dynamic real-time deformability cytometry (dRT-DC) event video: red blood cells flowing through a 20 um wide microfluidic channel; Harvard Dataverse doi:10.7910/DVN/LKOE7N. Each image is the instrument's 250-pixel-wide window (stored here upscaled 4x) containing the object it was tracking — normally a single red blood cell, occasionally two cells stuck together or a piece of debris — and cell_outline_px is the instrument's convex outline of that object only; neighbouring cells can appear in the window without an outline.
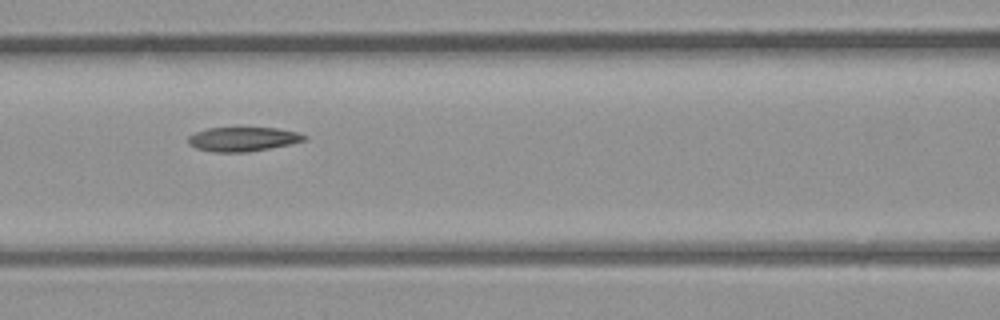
{"species": "common noctule bat (a hibernating species)", "species_latin": "Nyctalus noctula", "temperature_condition": "room temperature", "stored_images_in_passage": 4, "camera_frame_rate_fps": 3000, "um_per_image_px": 0.085, "animal": {"sex": "male", "body_mass_g": 23.1, "forearm_length_mm": 52.7}, "frame": {"image": 1, "passage_image": 4, "time_ms": 4.333, "image_size_px": [1000, 320], "cell_outline_px": [[308, 136], [304, 140], [288, 144], [248, 152], [212, 152], [196, 148], [188, 144], [188, 136], [196, 132], [208, 128], [236, 124], [276, 128], [296, 132]], "centroid_in_image_um": [20.58, 11.77], "position_along_channel_um": 146.0, "area_um2": 17.17}}